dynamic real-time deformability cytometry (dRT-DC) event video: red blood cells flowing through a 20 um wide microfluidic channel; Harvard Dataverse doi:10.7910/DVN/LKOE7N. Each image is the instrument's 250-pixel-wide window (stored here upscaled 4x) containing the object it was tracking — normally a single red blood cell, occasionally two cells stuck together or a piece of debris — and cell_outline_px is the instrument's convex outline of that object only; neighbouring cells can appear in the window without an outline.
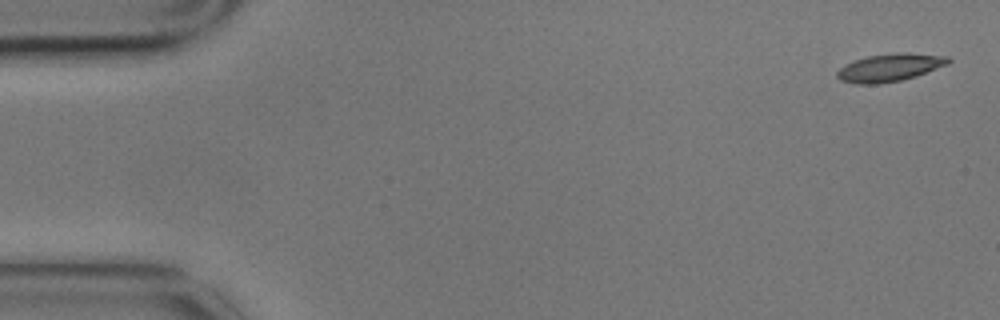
{"species": "common noctule bat (a hibernating species)", "species_latin": "Nyctalus noctula", "temperature_condition": "cold", "stored_images_in_passage": 5, "camera_frame_rate_fps": 3000, "um_per_image_px": 0.085, "animal": {"sex": "male", "body_mass_g": 17.9}, "frame": {"image": 1, "passage_image": 1, "time_ms": 0.0, "image_size_px": [1000, 320], "cell_outline_px": [[952, 60], [948, 64], [916, 76], [900, 80], [880, 84], [856, 84], [840, 80], [836, 76], [836, 72], [840, 68], [856, 60], [868, 56], [896, 52], [908, 52], [948, 56]], "centroid_in_image_um": [75.66, 5.74], "position_along_channel_um": 9.3, "area_um2": 17.98}}
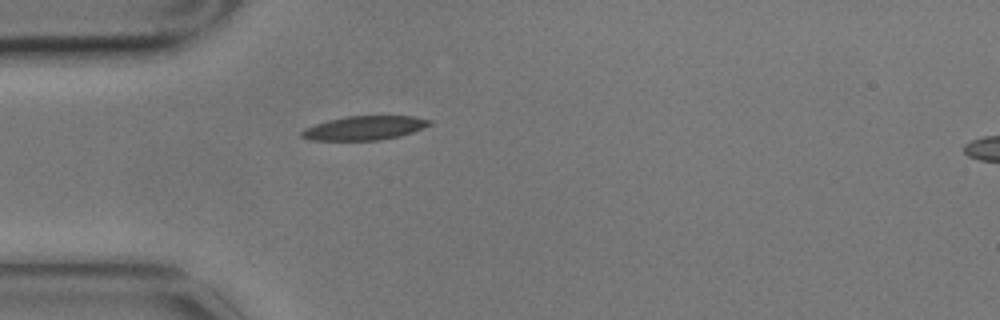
{"frame": {"image": 2, "passage_image": 5, "time_ms": 1.333, "image_size_px": [1000, 320], "cell_outline_px": [[432, 124], [424, 128], [400, 136], [380, 140], [312, 140], [300, 136], [300, 132], [304, 128], [328, 120], [348, 116], [412, 116], [432, 120]], "centroid_in_image_um": [31.0, 10.88], "position_along_channel_um": 54.0, "area_um2": 17.86}}